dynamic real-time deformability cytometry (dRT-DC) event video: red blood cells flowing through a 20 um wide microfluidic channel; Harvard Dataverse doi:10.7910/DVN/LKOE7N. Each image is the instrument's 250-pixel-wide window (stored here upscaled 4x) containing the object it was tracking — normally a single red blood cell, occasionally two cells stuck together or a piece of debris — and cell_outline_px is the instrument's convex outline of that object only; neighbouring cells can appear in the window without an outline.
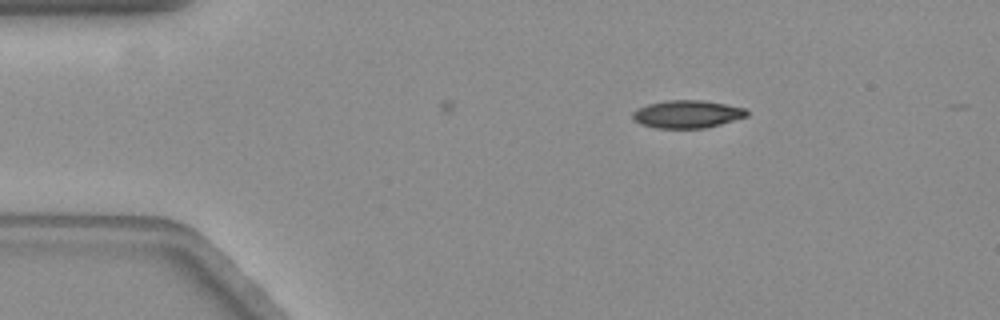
{"species": "common noctule bat (a hibernating species)", "species_latin": "Nyctalus noctula", "temperature_condition": "warm", "stored_images_in_passage": 7, "camera_frame_rate_fps": 3000, "um_per_image_px": 0.085, "animal": {"sex": "female", "body_mass_g": 19.3, "forearm_length_mm": 54.1}, "frame": {"image": 1, "passage_image": 1, "time_ms": 0.0, "image_size_px": [1000, 320], "cell_outline_px": [[748, 116], [720, 124], [704, 128], [656, 128], [640, 124], [632, 116], [632, 112], [648, 104], [668, 100], [704, 100], [744, 108], [748, 112]], "centroid_in_image_um": [58.41, 9.7], "position_along_channel_um": 26.6, "area_um2": 18.26}}